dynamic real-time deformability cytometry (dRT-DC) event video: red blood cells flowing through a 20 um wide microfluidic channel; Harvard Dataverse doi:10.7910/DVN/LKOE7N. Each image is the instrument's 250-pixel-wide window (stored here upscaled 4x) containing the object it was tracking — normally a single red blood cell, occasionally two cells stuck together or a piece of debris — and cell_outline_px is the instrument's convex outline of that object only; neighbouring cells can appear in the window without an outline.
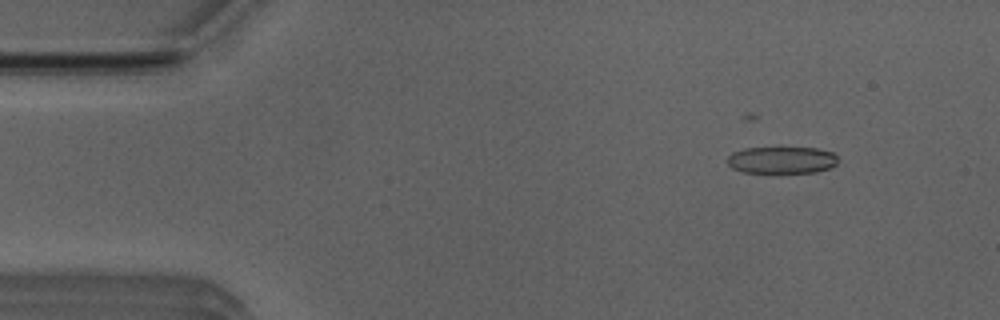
{"species": "Egyptian fruit bat (a non-hibernating species)", "species_latin": "Rousettus aegyptiacus", "temperature_condition": "room temperature", "stored_images_in_passage": 50, "camera_frame_rate_fps": 3000, "um_per_image_px": 0.085, "animal": {"sex": "male"}, "frame": {"image": 1, "passage_image": 6, "time_ms": 1.667, "image_size_px": [1000, 320], "cell_outline_px": [[836, 164], [828, 168], [816, 172], [744, 172], [732, 168], [728, 164], [728, 156], [732, 152], [744, 148], [816, 148], [832, 152], [836, 156]], "centroid_in_image_um": [66.42, 13.6], "position_along_channel_um": 18.6, "area_um2": 17.11}}
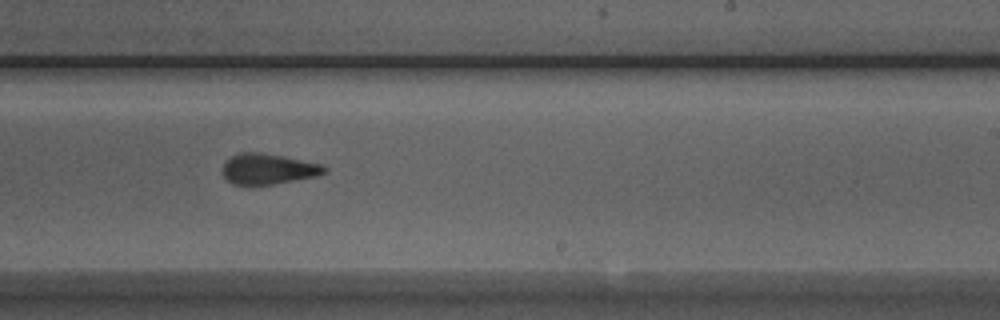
{"frame": {"image": 2, "passage_image": 31, "time_ms": 10.0, "image_size_px": [1000, 320], "cell_outline_px": [[328, 168], [324, 172], [316, 176], [272, 184], [232, 184], [224, 176], [224, 164], [232, 156], [240, 152], [260, 152], [284, 156], [324, 164]], "centroid_in_image_um": [22.83, 14.34], "position_along_channel_um": 266.2, "area_um2": 17.92}}
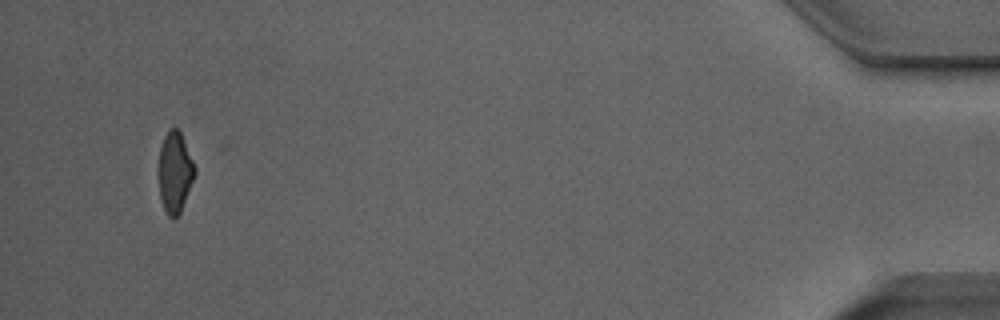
{"frame": {"image": 3, "passage_image": 49, "time_ms": 16.0, "image_size_px": [1000, 320], "cell_outline_px": [[196, 172], [180, 212], [172, 220], [168, 216], [160, 200], [160, 148], [164, 136], [168, 128], [176, 128], [180, 132], [196, 168]], "centroid_in_image_um": [14.87, 14.64], "position_along_channel_um": 420.3, "area_um2": 16.59}, "authors_computed_cell_mechanics": {"area_um2": 18.8428, "velocity_mm_per_s": 3.9839, "shape_relaxation_time_tau1_ms": 3.0455, "shape_relaxation_time_tau2_ms": 1.7645, "deformation_change_tau1": 0.163, "deformation_change_tau2": 0.07}}